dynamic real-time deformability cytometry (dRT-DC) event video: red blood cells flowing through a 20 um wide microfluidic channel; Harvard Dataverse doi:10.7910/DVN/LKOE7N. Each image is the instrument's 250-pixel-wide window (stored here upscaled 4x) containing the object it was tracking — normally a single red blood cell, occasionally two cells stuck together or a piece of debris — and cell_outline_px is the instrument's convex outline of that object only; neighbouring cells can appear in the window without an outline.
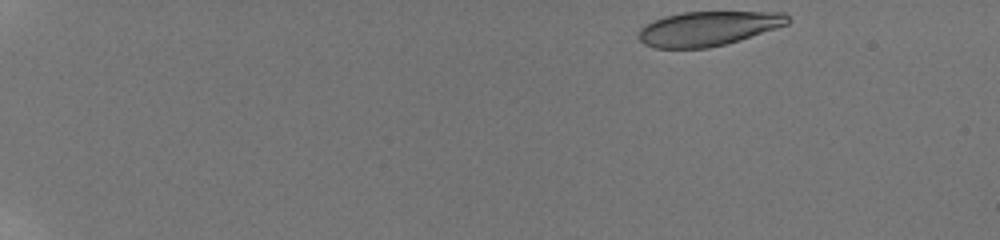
{"species": "human", "species_latin": "Homo sapiens", "temperature_condition": "room temperature", "stored_images_in_passage": 43, "camera_frame_rate_fps": 3000, "um_per_image_px": 0.085, "donor": {"sex": "male"}, "frame": {"image": 1, "passage_image": 1, "time_ms": 0.0, "image_size_px": [1000, 240], "cell_outline_px": [[792, 20], [788, 24], [728, 44], [708, 48], [656, 48], [644, 44], [640, 40], [640, 28], [664, 16], [684, 12], [784, 12]], "centroid_in_image_um": [60.23, 2.43], "position_along_channel_um": 24.8, "area_um2": 29.82}}
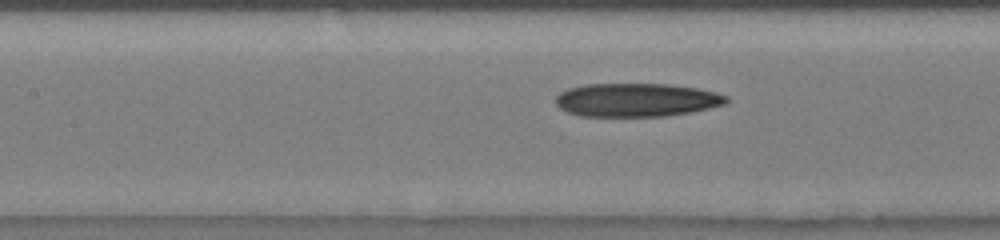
{"frame": {"image": 2, "passage_image": 26, "time_ms": 7.333, "image_size_px": [1000, 240], "cell_outline_px": [[728, 100], [724, 104], [708, 108], [688, 112], [664, 116], [580, 116], [568, 112], [560, 108], [556, 104], [556, 96], [560, 92], [568, 88], [584, 84], [668, 84], [696, 88], [716, 92], [728, 96]], "centroid_in_image_um": [54.07, 8.49], "position_along_channel_um": 153.3, "area_um2": 33.18}}
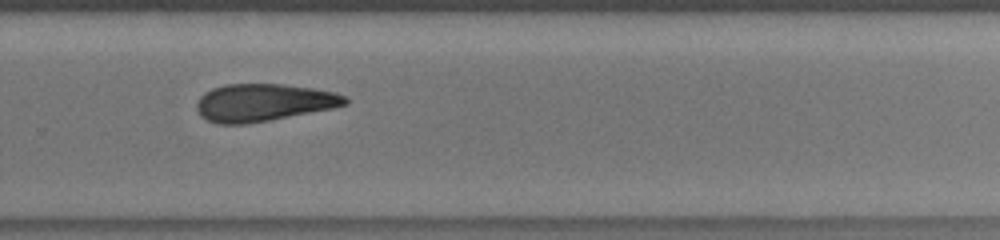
{"frame": {"image": 3, "passage_image": 43, "time_ms": 11.333, "image_size_px": [1000, 240], "cell_outline_px": [[348, 104], [332, 108], [268, 120], [244, 124], [216, 124], [200, 116], [196, 108], [196, 104], [200, 96], [204, 92], [212, 88], [224, 84], [280, 84], [312, 88], [336, 92], [344, 96], [348, 100]], "centroid_in_image_um": [22.35, 8.71], "position_along_channel_um": 307.4, "area_um2": 32.31}}